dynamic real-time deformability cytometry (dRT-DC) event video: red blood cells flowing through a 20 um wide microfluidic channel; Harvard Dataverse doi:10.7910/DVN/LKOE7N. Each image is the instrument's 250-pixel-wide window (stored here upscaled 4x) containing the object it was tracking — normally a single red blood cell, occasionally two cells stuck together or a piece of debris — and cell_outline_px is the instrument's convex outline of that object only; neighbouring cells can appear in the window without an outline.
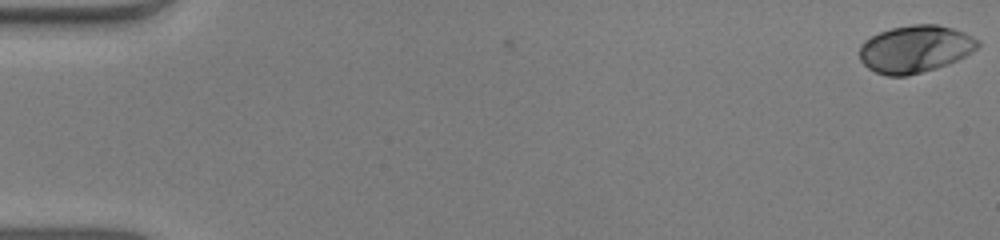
{"species": "human", "species_latin": "Homo sapiens", "temperature_condition": "warm", "stored_images_in_passage": 45, "camera_frame_rate_fps": 3000, "um_per_image_px": 0.085, "donor": {"sex": "male"}, "frame": {"image": 1, "passage_image": 1, "time_ms": 0.0, "image_size_px": [1000, 240], "cell_outline_px": [[980, 44], [972, 52], [948, 64], [936, 68], [908, 76], [888, 76], [876, 72], [868, 68], [860, 60], [860, 44], [864, 40], [880, 32], [892, 28], [912, 24], [936, 24], [952, 28], [964, 32], [980, 40]], "centroid_in_image_um": [77.78, 4.16], "position_along_channel_um": 7.2, "area_um2": 32.6}}
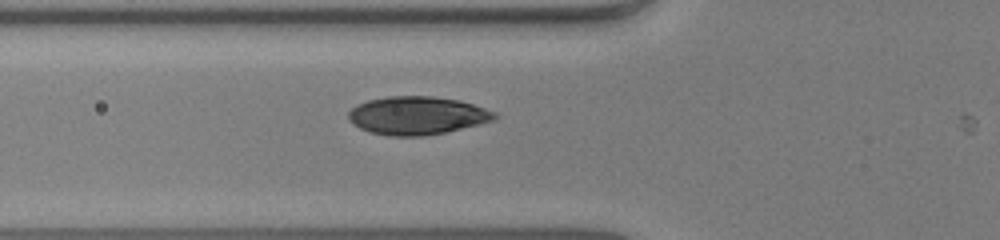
{"frame": {"image": 2, "passage_image": 20, "time_ms": 6.333, "image_size_px": [1000, 240], "cell_outline_px": [[496, 120], [480, 124], [444, 132], [424, 136], [388, 136], [372, 132], [360, 128], [348, 120], [348, 112], [356, 104], [368, 100], [388, 96], [432, 96], [460, 100], [496, 112]], "centroid_in_image_um": [35.44, 9.81], "position_along_channel_um": 90.4, "area_um2": 32.48}}
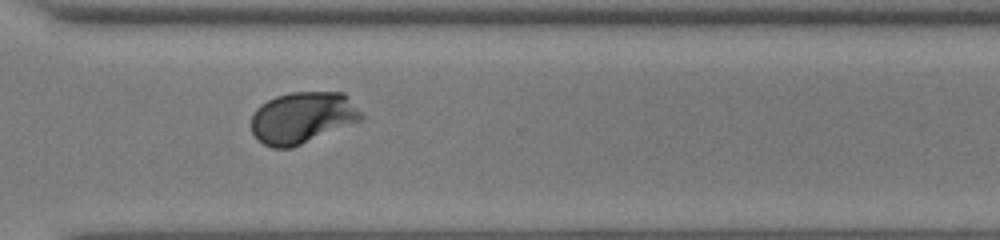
{"frame": {"image": 3, "passage_image": 39, "time_ms": 12.667, "image_size_px": [1000, 240], "cell_outline_px": [[364, 116], [360, 120], [292, 148], [272, 148], [264, 144], [252, 132], [252, 116], [256, 108], [260, 104], [276, 96], [292, 92], [344, 92]], "centroid_in_image_um": [25.69, 9.99], "position_along_channel_um": 344.9, "area_um2": 32.71}}